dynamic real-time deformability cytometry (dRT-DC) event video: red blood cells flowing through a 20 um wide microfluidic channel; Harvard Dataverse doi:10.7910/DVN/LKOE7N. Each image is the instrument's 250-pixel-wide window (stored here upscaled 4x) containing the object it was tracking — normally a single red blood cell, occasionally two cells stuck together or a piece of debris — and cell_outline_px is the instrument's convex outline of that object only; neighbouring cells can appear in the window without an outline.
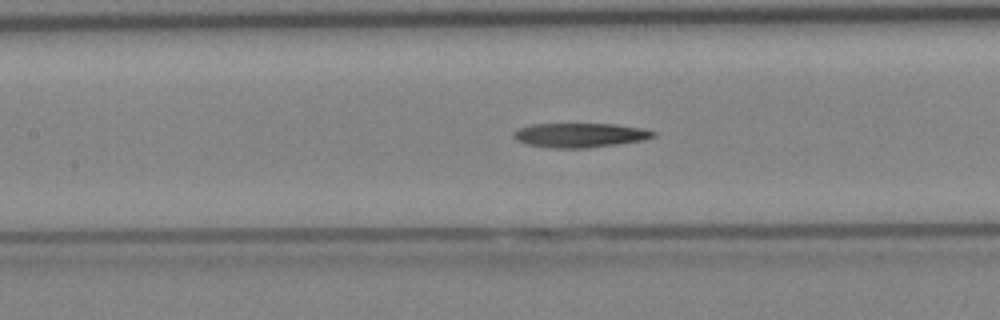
{"species": "Egyptian fruit bat (a non-hibernating species)", "species_latin": "Rousettus aegyptiacus", "temperature_condition": "cold", "stored_images_in_passage": 42, "camera_frame_rate_fps": 3000, "um_per_image_px": 0.085, "animal": {"sex": "female"}, "frame": {"image": 1, "passage_image": 19, "time_ms": 6.0, "image_size_px": [1000, 320], "cell_outline_px": [[656, 136], [644, 140], [588, 148], [552, 148], [528, 144], [516, 140], [512, 136], [512, 132], [520, 128], [532, 124], [616, 124], [644, 128], [656, 132]], "centroid_in_image_um": [49.32, 11.48], "position_along_channel_um": 158.1, "area_um2": 19.88}}
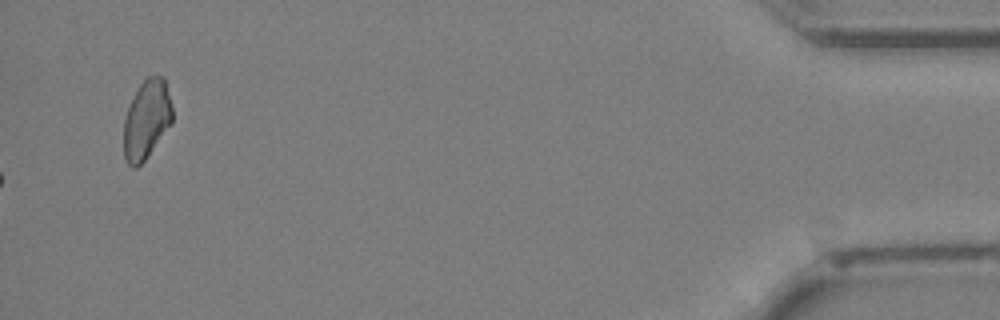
{"frame": {"image": 2, "passage_image": 42, "time_ms": 13.667, "image_size_px": [1000, 320], "cell_outline_px": [[172, 124], [144, 160], [136, 168], [132, 168], [124, 160], [124, 120], [128, 108], [140, 84], [148, 76], [164, 76], [172, 108]], "centroid_in_image_um": [12.46, 10.18], "position_along_channel_um": 422.7, "area_um2": 22.2}}